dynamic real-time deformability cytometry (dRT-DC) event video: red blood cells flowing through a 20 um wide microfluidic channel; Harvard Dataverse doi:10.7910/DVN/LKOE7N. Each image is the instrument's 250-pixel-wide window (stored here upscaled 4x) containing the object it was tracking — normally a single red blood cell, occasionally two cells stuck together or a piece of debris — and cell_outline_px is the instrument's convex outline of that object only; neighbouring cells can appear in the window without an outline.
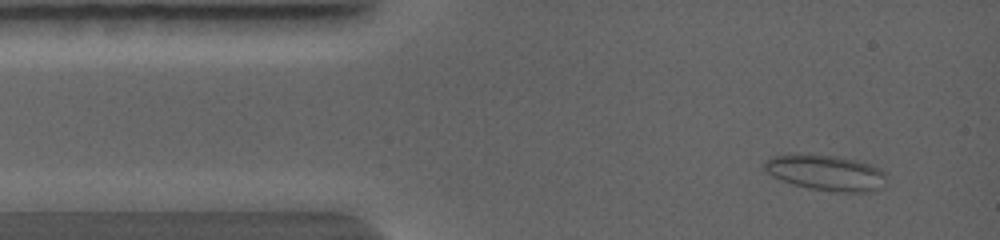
{"species": "common noctule bat (a hibernating species)", "species_latin": "Nyctalus noctula", "temperature_condition": "warm", "stored_images_in_passage": 31, "camera_frame_rate_fps": 5000, "um_per_image_px": 0.085, "animal": {"sex": "female", "body_mass_g": 19.0, "forearm_length_mm": 56.7}, "frame": {"image": 1, "passage_image": 5, "time_ms": 1.0, "image_size_px": [1000, 240], "cell_outline_px": [[864, 188], [812, 188], [796, 184], [784, 180], [776, 176], [776, 160], [828, 160], [848, 164]], "centroid_in_image_um": [69.5, 14.78], "position_along_channel_um": 15.5, "area_um2": 14.33}}
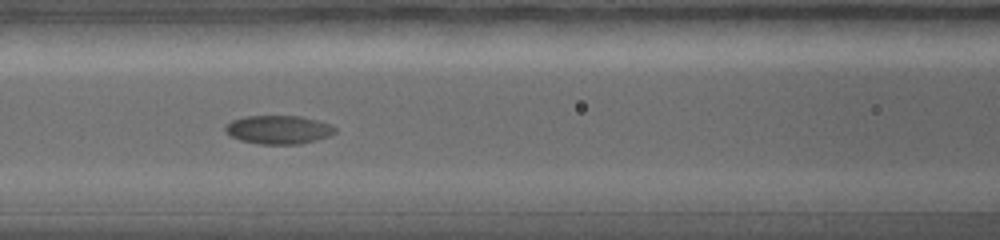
{"frame": {"image": 2, "passage_image": 24, "time_ms": 4.8, "image_size_px": [1000, 240], "cell_outline_px": [[336, 132], [328, 136], [316, 140], [300, 144], [260, 144], [244, 140], [232, 136], [228, 132], [228, 124], [232, 120], [248, 116], [300, 116], [316, 120], [328, 124], [336, 128]], "centroid_in_image_um": [23.74, 11.02], "position_along_channel_um": 142.9, "area_um2": 17.74}}
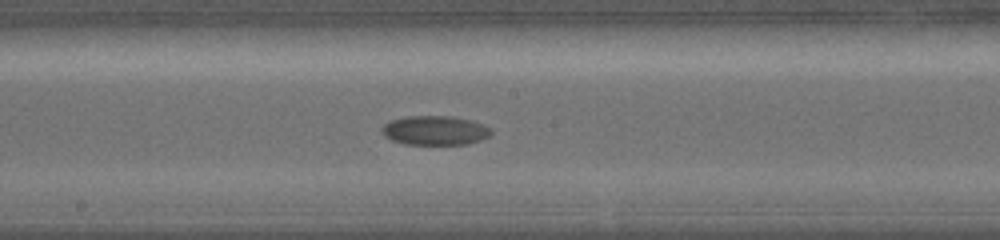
{"frame": {"image": 3, "passage_image": 31, "time_ms": 6.2, "image_size_px": [1000, 240], "cell_outline_px": [[492, 132], [488, 136], [480, 140], [464, 144], [404, 144], [392, 140], [384, 132], [384, 124], [392, 120], [408, 116], [444, 116], [468, 120], [480, 124], [488, 128]], "centroid_in_image_um": [36.96, 11.09], "position_along_channel_um": 211.2, "area_um2": 17.92}}